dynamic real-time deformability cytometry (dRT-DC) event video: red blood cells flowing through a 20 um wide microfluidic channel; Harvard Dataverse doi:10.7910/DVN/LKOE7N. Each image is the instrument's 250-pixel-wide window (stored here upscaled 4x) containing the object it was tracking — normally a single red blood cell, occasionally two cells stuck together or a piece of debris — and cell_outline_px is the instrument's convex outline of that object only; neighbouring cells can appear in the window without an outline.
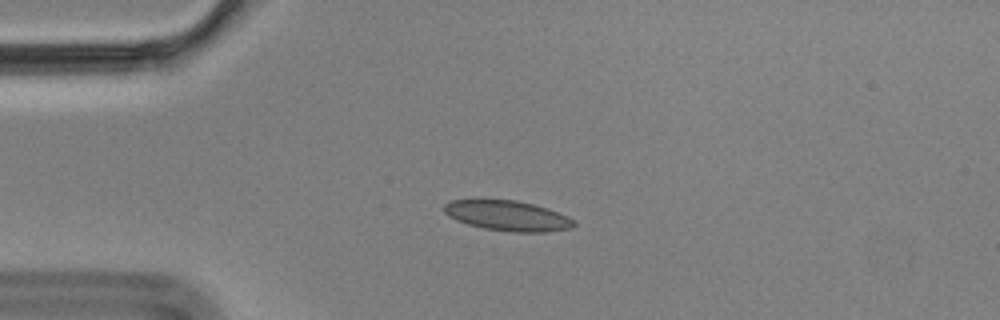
{"species": "Egyptian fruit bat (a non-hibernating species)", "species_latin": "Rousettus aegyptiacus", "temperature_condition": "cold", "stored_images_in_passage": 4, "camera_frame_rate_fps": 3000, "um_per_image_px": 0.085, "animal": {"sex": "male"}, "frame": {"image": 1, "passage_image": 3, "time_ms": 0.667, "image_size_px": [1000, 320], "cell_outline_px": [[576, 224], [572, 228], [548, 232], [512, 232], [484, 228], [468, 224], [456, 220], [448, 216], [444, 212], [444, 204], [452, 200], [516, 200], [532, 204], [568, 216], [576, 220]], "centroid_in_image_um": [43.16, 18.35], "position_along_channel_um": 41.8, "area_um2": 22.72}}